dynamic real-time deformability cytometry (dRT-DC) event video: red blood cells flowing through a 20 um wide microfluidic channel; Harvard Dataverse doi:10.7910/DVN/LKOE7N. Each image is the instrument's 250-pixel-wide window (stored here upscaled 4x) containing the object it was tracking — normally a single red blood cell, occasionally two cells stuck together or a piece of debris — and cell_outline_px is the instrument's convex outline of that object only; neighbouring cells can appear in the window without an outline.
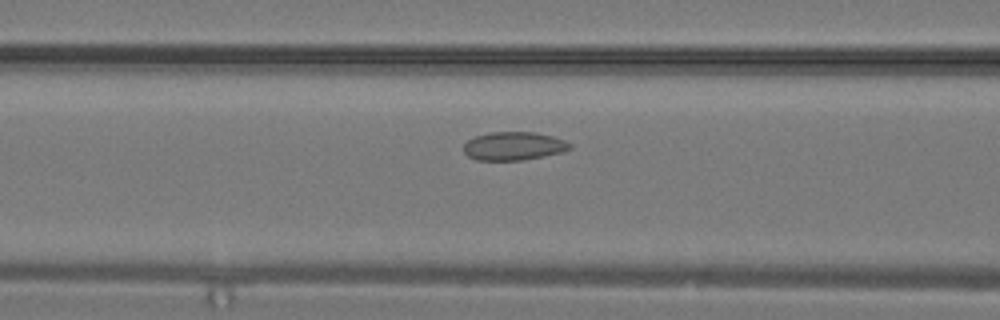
{"species": "common noctule bat (a hibernating species)", "species_latin": "Nyctalus noctula", "temperature_condition": "warm", "stored_images_in_passage": 19, "camera_frame_rate_fps": 3000, "um_per_image_px": 0.085, "animal": {"sex": "male", "body_mass_g": 19.2, "forearm_length_mm": 51.8}, "frame": {"image": 1, "passage_image": 3, "time_ms": 0.667, "image_size_px": [1000, 320], "cell_outline_px": [[572, 148], [564, 152], [524, 160], [476, 160], [468, 156], [464, 152], [464, 144], [468, 140], [476, 136], [488, 132], [536, 132], [552, 136], [564, 140], [572, 144]], "centroid_in_image_um": [43.69, 12.41], "position_along_channel_um": 122.9, "area_um2": 17.69}}
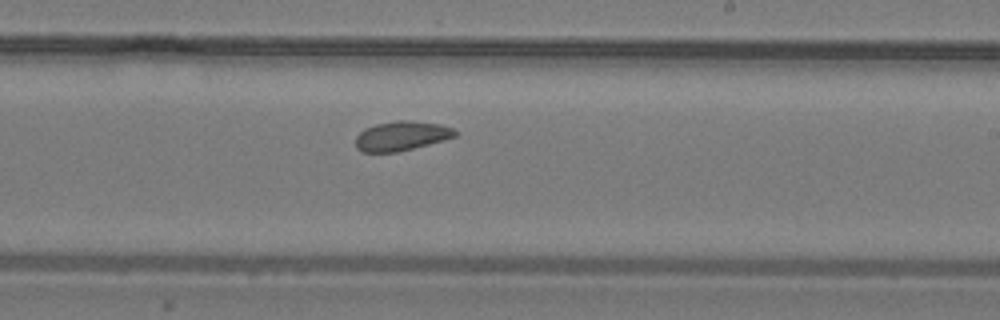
{"frame": {"image": 2, "passage_image": 9, "time_ms": 2.667, "image_size_px": [1000, 320], "cell_outline_px": [[456, 136], [444, 140], [396, 152], [360, 152], [356, 148], [356, 136], [364, 128], [376, 124], [396, 120], [412, 120], [440, 124], [452, 128], [456, 132]], "centroid_in_image_um": [34.09, 11.54], "position_along_channel_um": 254.9, "area_um2": 17.05}}
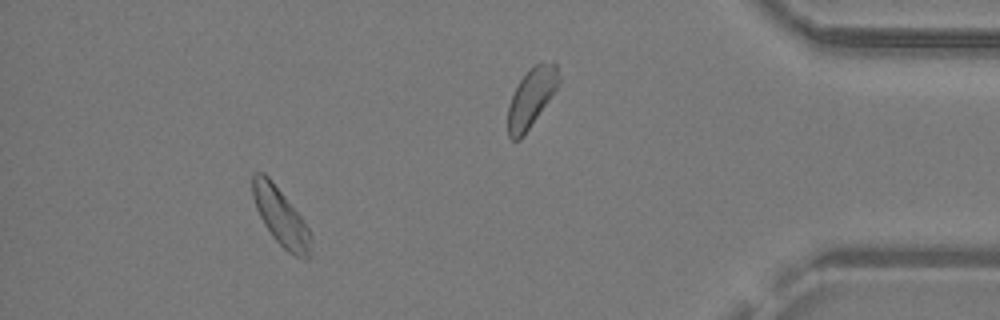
{"frame": {"image": 3, "passage_image": 16, "time_ms": 5.0, "image_size_px": [1000, 320], "cell_outline_px": [[312, 256], [308, 260], [304, 260], [288, 252], [272, 236], [264, 224], [256, 208], [252, 196], [252, 172], [264, 172], [268, 176], [304, 220], [312, 236]], "centroid_in_image_um": [23.89, 18.47], "position_along_channel_um": 411.3, "area_um2": 19.77}}